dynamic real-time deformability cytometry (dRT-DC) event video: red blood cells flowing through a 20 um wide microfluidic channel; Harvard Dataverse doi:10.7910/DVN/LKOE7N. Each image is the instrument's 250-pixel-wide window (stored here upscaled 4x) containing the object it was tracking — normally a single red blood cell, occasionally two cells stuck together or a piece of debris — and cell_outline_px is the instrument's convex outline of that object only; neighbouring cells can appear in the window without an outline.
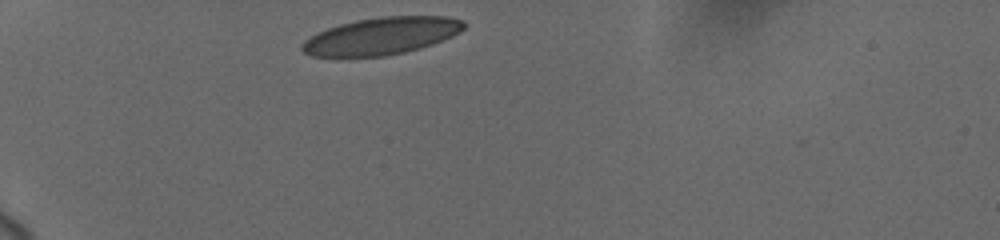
{"species": "human", "species_latin": "Homo sapiens", "temperature_condition": "cold", "stored_images_in_passage": 5, "camera_frame_rate_fps": 3000, "um_per_image_px": 0.085, "donor": {"sex": "female"}, "frame": {"image": 1, "passage_image": 1, "time_ms": 0.0, "image_size_px": [1000, 240], "cell_outline_px": [[464, 28], [460, 32], [452, 36], [432, 44], [420, 48], [404, 52], [384, 56], [312, 56], [304, 52], [300, 48], [300, 44], [304, 40], [316, 32], [340, 24], [356, 20], [380, 16], [448, 16], [464, 20]], "centroid_in_image_um": [32.41, 3.05], "position_along_channel_um": 52.6, "area_um2": 35.08}}